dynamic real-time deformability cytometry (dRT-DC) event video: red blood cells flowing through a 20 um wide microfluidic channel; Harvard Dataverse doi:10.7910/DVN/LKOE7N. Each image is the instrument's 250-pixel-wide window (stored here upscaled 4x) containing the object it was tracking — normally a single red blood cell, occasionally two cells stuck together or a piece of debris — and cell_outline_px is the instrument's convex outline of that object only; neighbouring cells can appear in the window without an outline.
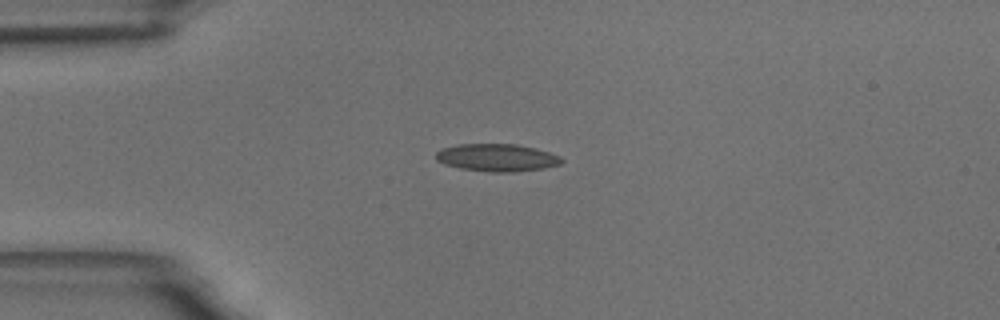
{"species": "common noctule bat (a hibernating species)", "species_latin": "Nyctalus noctula", "temperature_condition": "room temperature", "stored_images_in_passage": 2, "camera_frame_rate_fps": 3000, "um_per_image_px": 0.085, "animal": {"sex": "male", "body_mass_g": 18.8}, "frame": {"image": 1, "passage_image": 1, "time_ms": 0.0, "image_size_px": [1000, 320], "cell_outline_px": [[564, 160], [560, 164], [544, 168], [512, 172], [492, 172], [460, 168], [444, 164], [436, 160], [436, 152], [440, 148], [456, 144], [516, 144], [536, 148], [560, 156]], "centroid_in_image_um": [42.22, 13.39], "position_along_channel_um": 42.8, "area_um2": 20.23}}